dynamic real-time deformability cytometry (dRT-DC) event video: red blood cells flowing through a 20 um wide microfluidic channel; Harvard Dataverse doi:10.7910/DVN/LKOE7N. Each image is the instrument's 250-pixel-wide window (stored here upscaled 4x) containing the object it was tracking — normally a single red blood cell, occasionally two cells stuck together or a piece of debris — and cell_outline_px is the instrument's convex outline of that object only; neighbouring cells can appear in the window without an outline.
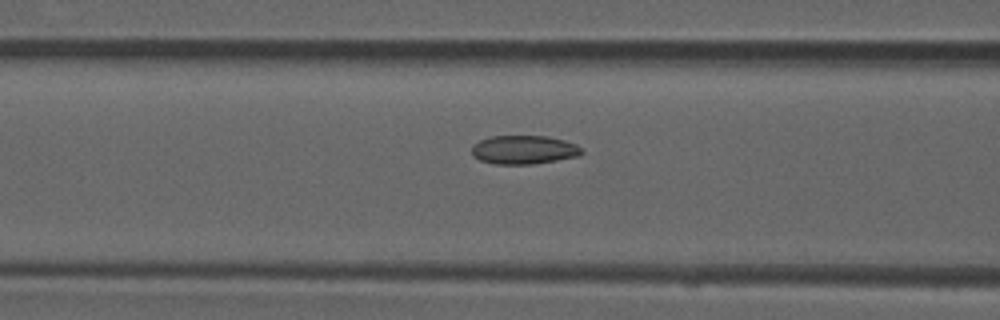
{"species": "common noctule bat (a hibernating species)", "species_latin": "Nyctalus noctula", "temperature_condition": "room temperature", "stored_images_in_passage": 14, "camera_frame_rate_fps": 3000, "um_per_image_px": 0.085, "animal": {"sex": "male", "forearm_length_mm": 52.5}, "frame": {"image": 1, "passage_image": 12, "time_ms": 3.667, "image_size_px": [1000, 320], "cell_outline_px": [[584, 152], [580, 156], [532, 164], [496, 164], [480, 160], [472, 156], [472, 148], [480, 140], [492, 136], [548, 136], [564, 140], [576, 144], [584, 148]], "centroid_in_image_um": [44.58, 12.73], "position_along_channel_um": 122.0, "area_um2": 18.44}}